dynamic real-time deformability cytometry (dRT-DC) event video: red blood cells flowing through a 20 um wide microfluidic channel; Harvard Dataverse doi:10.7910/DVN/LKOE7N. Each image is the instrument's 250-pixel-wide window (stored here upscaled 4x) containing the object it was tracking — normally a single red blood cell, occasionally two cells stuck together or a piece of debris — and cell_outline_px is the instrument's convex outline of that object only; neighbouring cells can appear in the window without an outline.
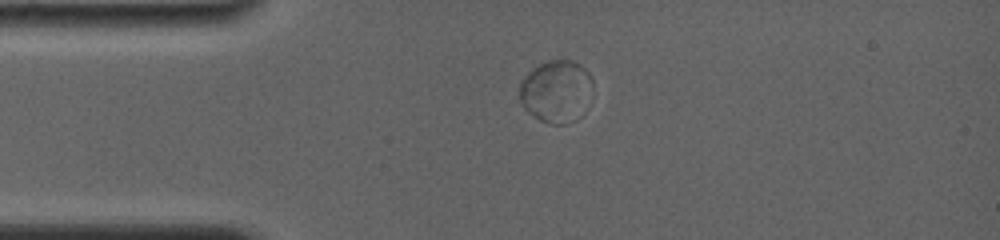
{"species": "common noctule bat (a hibernating species)", "species_latin": "Nyctalus noctula", "temperature_condition": "room temperature", "stored_images_in_passage": 36, "camera_frame_rate_fps": 4000, "um_per_image_px": 0.085, "animal": {"sex": "female", "body_mass_g": 19.0, "forearm_length_mm": 56.7}, "frame": {"image": 1, "passage_image": 6, "time_ms": 3.25, "image_size_px": [1000, 240], "cell_outline_px": [[592, 80], [564, 124], [552, 124], [540, 120], [528, 112], [524, 108], [520, 100], [520, 84], [524, 76], [532, 68], [548, 60], [572, 60], [580, 64], [588, 72]], "centroid_in_image_um": [47.08, 7.63], "position_along_channel_um": 37.9, "area_um2": 24.22}}
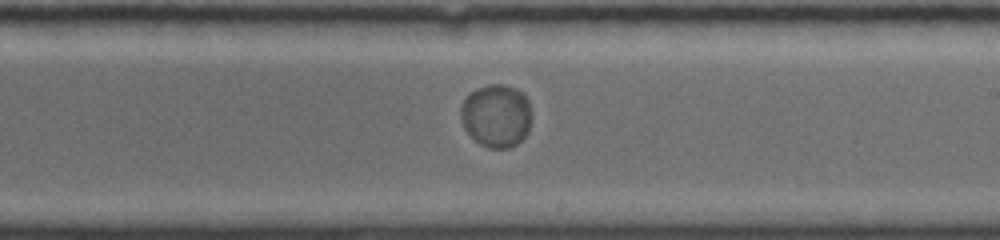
{"frame": {"image": 2, "passage_image": 21, "time_ms": 9.5, "image_size_px": [1000, 240], "cell_outline_px": [[528, 132], [516, 144], [508, 148], [488, 148], [480, 144], [464, 128], [460, 116], [460, 108], [468, 92], [476, 88], [488, 84], [504, 84], [516, 88], [528, 100]], "centroid_in_image_um": [42.13, 9.81], "position_along_channel_um": 246.9, "area_um2": 25.72}}
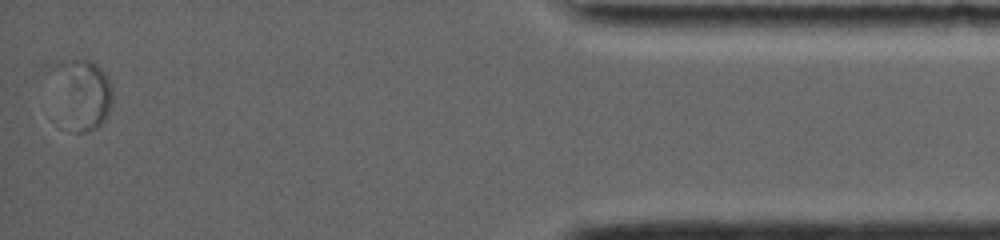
{"frame": {"image": 3, "passage_image": 36, "time_ms": 16.0, "image_size_px": [1000, 240], "cell_outline_px": [[112, 104], [104, 120], [96, 128], [88, 132], [76, 132], [76, 60], [92, 60], [108, 76], [112, 88]], "centroid_in_image_um": [7.78, 8.14], "position_along_channel_um": 427.4, "area_um2": 15.43}, "authors_computed_cell_mechanics": {"area_um2": 26.5013, "velocity_mm_per_s": 3.7215, "shape_relaxation_time_tau1_ms": 2.2398, "shape_relaxation_time_tau2_ms": null, "deformation_change_tau1": 0.0119, "deformation_change_tau2": null}}